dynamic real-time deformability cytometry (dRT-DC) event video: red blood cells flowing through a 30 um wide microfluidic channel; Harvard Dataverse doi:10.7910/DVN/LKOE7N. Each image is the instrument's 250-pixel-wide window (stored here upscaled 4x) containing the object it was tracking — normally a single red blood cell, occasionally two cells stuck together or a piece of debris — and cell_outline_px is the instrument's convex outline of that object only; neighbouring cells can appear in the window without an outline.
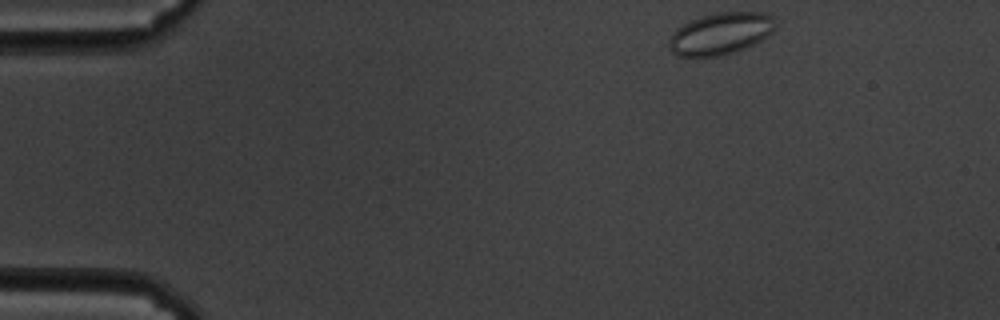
{"species": "common noctule bat (a hibernating species)", "species_latin": "Nyctalus noctula", "temperature_condition": "cold", "stored_images_in_passage": 53, "camera_frame_rate_fps": 3000, "um_per_image_px": 0.085, "animal": {"sex": "male", "body_mass_g": 19.5, "forearm_length_mm": 54.6}, "frame": {"image": 1, "passage_image": 1, "time_ms": 0.0, "image_size_px": [1000, 320], "cell_outline_px": [[776, 24], [772, 32], [768, 36], [736, 52], [720, 56], [676, 56], [668, 48], [668, 40], [684, 24], [692, 20], [716, 12], [764, 12], [772, 16], [776, 20]], "centroid_in_image_um": [61.28, 2.86], "position_along_channel_um": 23.7, "area_um2": 25.78}}
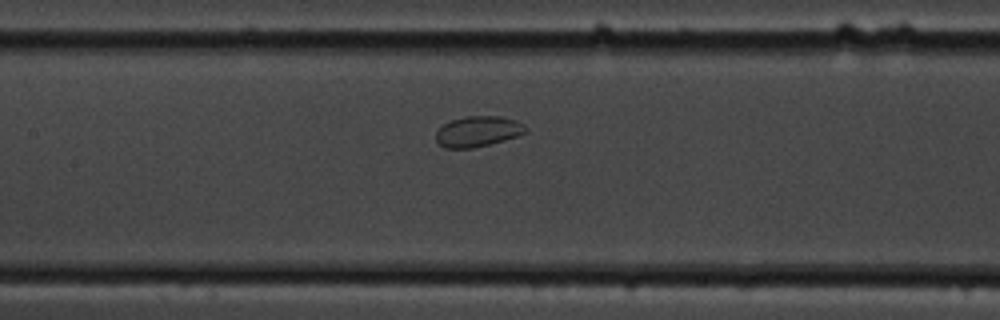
{"frame": {"image": 2, "passage_image": 21, "time_ms": 6.667, "image_size_px": [1000, 320], "cell_outline_px": [[528, 132], [504, 140], [472, 148], [444, 148], [436, 140], [436, 132], [444, 124], [452, 120], [464, 116], [500, 116], [516, 120], [524, 124], [528, 128]], "centroid_in_image_um": [40.65, 11.16], "position_along_channel_um": 166.8, "area_um2": 15.95}}
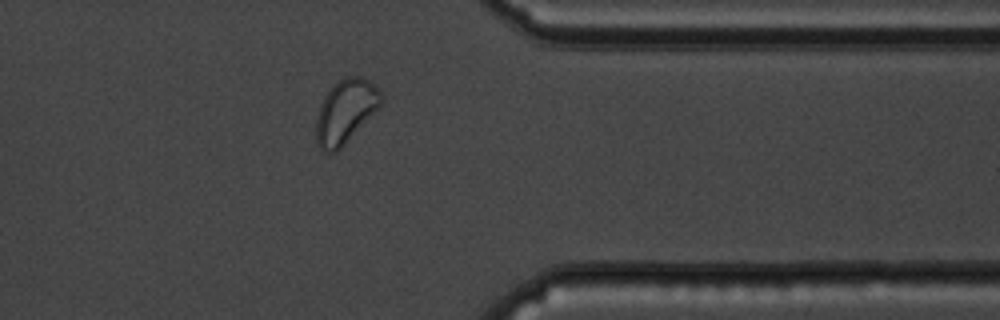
{"frame": {"image": 3, "passage_image": 41, "time_ms": 13.333, "image_size_px": [1000, 320], "cell_outline_px": [[384, 100], [344, 144], [336, 152], [324, 152], [316, 144], [316, 120], [320, 104], [324, 96], [344, 76], [364, 76], [376, 84]], "centroid_in_image_um": [29.36, 9.44], "position_along_channel_um": 382.0, "area_um2": 23.76}}